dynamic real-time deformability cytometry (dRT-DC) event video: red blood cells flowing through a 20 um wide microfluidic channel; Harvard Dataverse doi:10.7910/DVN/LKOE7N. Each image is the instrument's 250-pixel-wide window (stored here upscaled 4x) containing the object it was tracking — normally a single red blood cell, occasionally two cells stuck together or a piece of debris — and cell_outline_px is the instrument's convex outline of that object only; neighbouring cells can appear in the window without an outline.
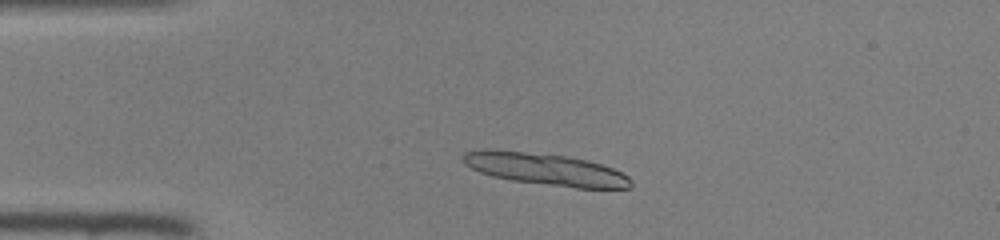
{"species": "common noctule bat (a hibernating species)", "species_latin": "Nyctalus noctula", "temperature_condition": "room temperature", "stored_images_in_passage": 37, "camera_frame_rate_fps": 3000, "um_per_image_px": 0.085, "animal": {"sex": "female", "body_mass_g": 22.0, "forearm_length_mm": 56.7}, "frame": {"image": 1, "passage_image": 6, "time_ms": 1.667, "image_size_px": [1000, 240], "cell_outline_px": [[632, 188], [576, 188], [512, 180], [492, 176], [480, 172], [464, 164], [460, 160], [460, 156], [464, 152], [484, 148], [568, 156], [588, 160], [612, 168], [628, 176], [632, 180]], "centroid_in_image_um": [46.32, 14.37], "position_along_channel_um": 38.7, "area_um2": 31.39}}